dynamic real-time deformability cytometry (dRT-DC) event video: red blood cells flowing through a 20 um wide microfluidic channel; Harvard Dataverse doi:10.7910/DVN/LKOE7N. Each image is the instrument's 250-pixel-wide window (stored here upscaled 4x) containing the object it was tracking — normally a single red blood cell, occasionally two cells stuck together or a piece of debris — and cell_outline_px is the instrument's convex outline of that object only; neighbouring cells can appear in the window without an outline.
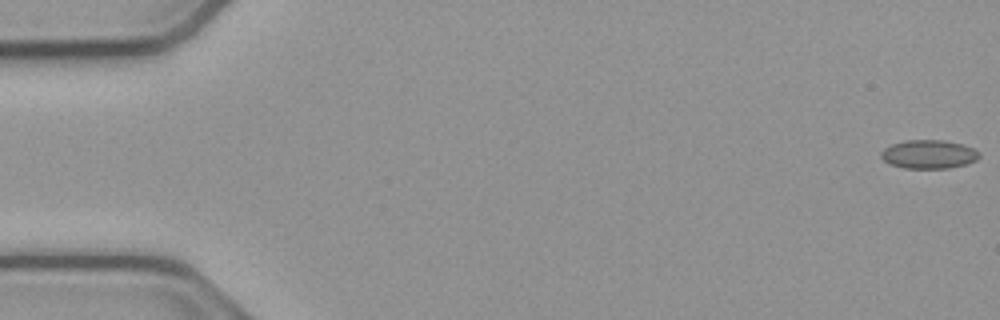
{"species": "common noctule bat (a hibernating species)", "species_latin": "Nyctalus noctula", "temperature_condition": "cold", "stored_images_in_passage": 54, "camera_frame_rate_fps": 3000, "um_per_image_px": 0.085, "animal": {"sex": "male", "body_mass_g": 23.1, "forearm_length_mm": 52.7}, "frame": {"image": 1, "passage_image": 1, "time_ms": 0.0, "image_size_px": [1000, 320], "cell_outline_px": [[980, 156], [976, 160], [964, 164], [948, 168], [904, 168], [888, 164], [880, 156], [880, 152], [884, 148], [892, 144], [908, 140], [944, 140], [964, 144], [980, 152]], "centroid_in_image_um": [78.93, 13.11], "position_along_channel_um": 6.1, "area_um2": 16.42}}
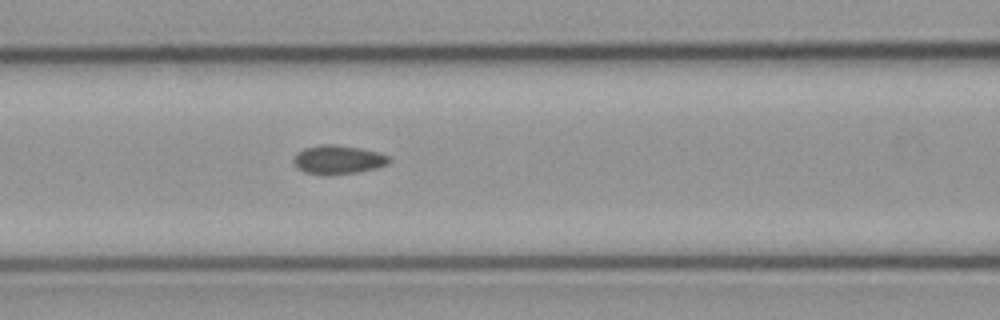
{"frame": {"image": 2, "passage_image": 23, "time_ms": 7.333, "image_size_px": [1000, 320], "cell_outline_px": [[388, 164], [376, 168], [360, 172], [328, 176], [324, 176], [304, 172], [296, 168], [292, 160], [296, 152], [304, 148], [320, 144], [332, 144], [360, 148], [376, 152], [388, 156]], "centroid_in_image_um": [28.66, 13.59], "position_along_channel_um": 137.9, "area_um2": 16.3}}
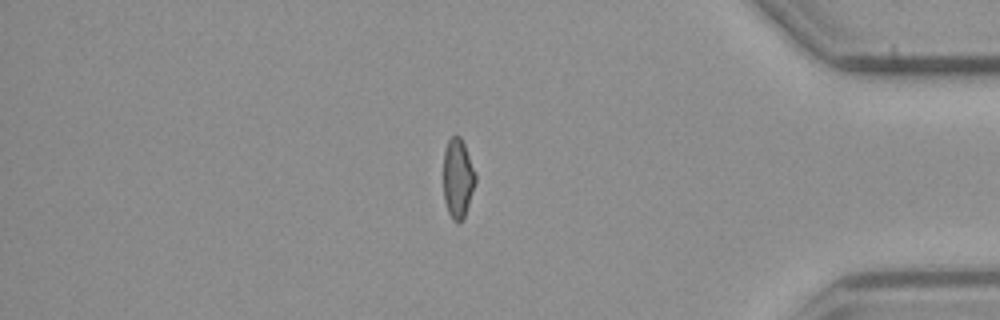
{"frame": {"image": 3, "passage_image": 46, "time_ms": 15.0, "image_size_px": [1000, 320], "cell_outline_px": [[476, 180], [464, 216], [460, 220], [452, 220], [448, 212], [444, 200], [444, 148], [448, 140], [456, 132], [460, 136], [464, 144], [476, 172]], "centroid_in_image_um": [38.91, 15.08], "position_along_channel_um": 396.3, "area_um2": 14.74}, "authors_computed_cell_mechanics": {"area_um2": 15.7216, "velocity_mm_per_s": 3.8222, "shape_relaxation_time_tau1_ms": null, "shape_relaxation_time_tau2_ms": 2.814, "deformation_change_tau1": null, "deformation_change_tau2": 0.0757}}